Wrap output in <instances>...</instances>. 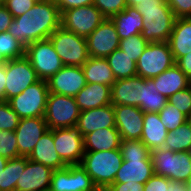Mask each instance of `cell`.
<instances>
[{
  "label": "cell",
  "mask_w": 191,
  "mask_h": 191,
  "mask_svg": "<svg viewBox=\"0 0 191 191\" xmlns=\"http://www.w3.org/2000/svg\"><path fill=\"white\" fill-rule=\"evenodd\" d=\"M64 66H83L89 59L86 38L57 28L48 38Z\"/></svg>",
  "instance_id": "cell-5"
},
{
  "label": "cell",
  "mask_w": 191,
  "mask_h": 191,
  "mask_svg": "<svg viewBox=\"0 0 191 191\" xmlns=\"http://www.w3.org/2000/svg\"><path fill=\"white\" fill-rule=\"evenodd\" d=\"M82 69L86 83H99L111 87L116 81L106 58L89 57Z\"/></svg>",
  "instance_id": "cell-29"
},
{
  "label": "cell",
  "mask_w": 191,
  "mask_h": 191,
  "mask_svg": "<svg viewBox=\"0 0 191 191\" xmlns=\"http://www.w3.org/2000/svg\"><path fill=\"white\" fill-rule=\"evenodd\" d=\"M110 92V86L99 83H87L74 98L80 111H84L112 104Z\"/></svg>",
  "instance_id": "cell-23"
},
{
  "label": "cell",
  "mask_w": 191,
  "mask_h": 191,
  "mask_svg": "<svg viewBox=\"0 0 191 191\" xmlns=\"http://www.w3.org/2000/svg\"><path fill=\"white\" fill-rule=\"evenodd\" d=\"M89 57L106 58L119 48L120 38L116 26L106 18L87 38Z\"/></svg>",
  "instance_id": "cell-15"
},
{
  "label": "cell",
  "mask_w": 191,
  "mask_h": 191,
  "mask_svg": "<svg viewBox=\"0 0 191 191\" xmlns=\"http://www.w3.org/2000/svg\"><path fill=\"white\" fill-rule=\"evenodd\" d=\"M49 94L46 80H39L20 94L10 98L8 103L20 119L44 117Z\"/></svg>",
  "instance_id": "cell-6"
},
{
  "label": "cell",
  "mask_w": 191,
  "mask_h": 191,
  "mask_svg": "<svg viewBox=\"0 0 191 191\" xmlns=\"http://www.w3.org/2000/svg\"><path fill=\"white\" fill-rule=\"evenodd\" d=\"M47 84L50 93L74 97L87 83L81 66H63Z\"/></svg>",
  "instance_id": "cell-16"
},
{
  "label": "cell",
  "mask_w": 191,
  "mask_h": 191,
  "mask_svg": "<svg viewBox=\"0 0 191 191\" xmlns=\"http://www.w3.org/2000/svg\"><path fill=\"white\" fill-rule=\"evenodd\" d=\"M54 146L67 165L80 164L84 155V142L81 130L75 125L53 129Z\"/></svg>",
  "instance_id": "cell-12"
},
{
  "label": "cell",
  "mask_w": 191,
  "mask_h": 191,
  "mask_svg": "<svg viewBox=\"0 0 191 191\" xmlns=\"http://www.w3.org/2000/svg\"><path fill=\"white\" fill-rule=\"evenodd\" d=\"M167 102L191 118V86L176 92L167 98Z\"/></svg>",
  "instance_id": "cell-40"
},
{
  "label": "cell",
  "mask_w": 191,
  "mask_h": 191,
  "mask_svg": "<svg viewBox=\"0 0 191 191\" xmlns=\"http://www.w3.org/2000/svg\"><path fill=\"white\" fill-rule=\"evenodd\" d=\"M44 117H31L20 119L14 133L17 139L20 156H29L37 141L48 130Z\"/></svg>",
  "instance_id": "cell-18"
},
{
  "label": "cell",
  "mask_w": 191,
  "mask_h": 191,
  "mask_svg": "<svg viewBox=\"0 0 191 191\" xmlns=\"http://www.w3.org/2000/svg\"><path fill=\"white\" fill-rule=\"evenodd\" d=\"M5 80H6V65H3L0 66V102L6 101Z\"/></svg>",
  "instance_id": "cell-49"
},
{
  "label": "cell",
  "mask_w": 191,
  "mask_h": 191,
  "mask_svg": "<svg viewBox=\"0 0 191 191\" xmlns=\"http://www.w3.org/2000/svg\"><path fill=\"white\" fill-rule=\"evenodd\" d=\"M80 112L74 97L49 92L44 115L49 129L75 126Z\"/></svg>",
  "instance_id": "cell-7"
},
{
  "label": "cell",
  "mask_w": 191,
  "mask_h": 191,
  "mask_svg": "<svg viewBox=\"0 0 191 191\" xmlns=\"http://www.w3.org/2000/svg\"><path fill=\"white\" fill-rule=\"evenodd\" d=\"M106 60L116 80L137 75V63L120 49L114 50L106 57Z\"/></svg>",
  "instance_id": "cell-30"
},
{
  "label": "cell",
  "mask_w": 191,
  "mask_h": 191,
  "mask_svg": "<svg viewBox=\"0 0 191 191\" xmlns=\"http://www.w3.org/2000/svg\"><path fill=\"white\" fill-rule=\"evenodd\" d=\"M122 162L120 149L84 151L80 165L90 175L96 187H109L114 183Z\"/></svg>",
  "instance_id": "cell-3"
},
{
  "label": "cell",
  "mask_w": 191,
  "mask_h": 191,
  "mask_svg": "<svg viewBox=\"0 0 191 191\" xmlns=\"http://www.w3.org/2000/svg\"><path fill=\"white\" fill-rule=\"evenodd\" d=\"M38 0H6L5 7L15 18L30 10Z\"/></svg>",
  "instance_id": "cell-42"
},
{
  "label": "cell",
  "mask_w": 191,
  "mask_h": 191,
  "mask_svg": "<svg viewBox=\"0 0 191 191\" xmlns=\"http://www.w3.org/2000/svg\"><path fill=\"white\" fill-rule=\"evenodd\" d=\"M14 17L9 13L5 6H0V33L9 30Z\"/></svg>",
  "instance_id": "cell-47"
},
{
  "label": "cell",
  "mask_w": 191,
  "mask_h": 191,
  "mask_svg": "<svg viewBox=\"0 0 191 191\" xmlns=\"http://www.w3.org/2000/svg\"><path fill=\"white\" fill-rule=\"evenodd\" d=\"M145 78L134 76L116 80L111 86L112 105H130L139 107L142 102L143 82Z\"/></svg>",
  "instance_id": "cell-19"
},
{
  "label": "cell",
  "mask_w": 191,
  "mask_h": 191,
  "mask_svg": "<svg viewBox=\"0 0 191 191\" xmlns=\"http://www.w3.org/2000/svg\"><path fill=\"white\" fill-rule=\"evenodd\" d=\"M95 187L85 169L74 164L53 171L49 191H92Z\"/></svg>",
  "instance_id": "cell-14"
},
{
  "label": "cell",
  "mask_w": 191,
  "mask_h": 191,
  "mask_svg": "<svg viewBox=\"0 0 191 191\" xmlns=\"http://www.w3.org/2000/svg\"><path fill=\"white\" fill-rule=\"evenodd\" d=\"M167 191H188L187 184L182 181L168 179V190Z\"/></svg>",
  "instance_id": "cell-50"
},
{
  "label": "cell",
  "mask_w": 191,
  "mask_h": 191,
  "mask_svg": "<svg viewBox=\"0 0 191 191\" xmlns=\"http://www.w3.org/2000/svg\"><path fill=\"white\" fill-rule=\"evenodd\" d=\"M168 133L158 113H144L143 131L140 140L150 151L162 148Z\"/></svg>",
  "instance_id": "cell-27"
},
{
  "label": "cell",
  "mask_w": 191,
  "mask_h": 191,
  "mask_svg": "<svg viewBox=\"0 0 191 191\" xmlns=\"http://www.w3.org/2000/svg\"><path fill=\"white\" fill-rule=\"evenodd\" d=\"M20 176L21 156L8 159L4 170L0 173V191H15Z\"/></svg>",
  "instance_id": "cell-33"
},
{
  "label": "cell",
  "mask_w": 191,
  "mask_h": 191,
  "mask_svg": "<svg viewBox=\"0 0 191 191\" xmlns=\"http://www.w3.org/2000/svg\"><path fill=\"white\" fill-rule=\"evenodd\" d=\"M167 42L175 62L180 57L191 53V17L175 19Z\"/></svg>",
  "instance_id": "cell-24"
},
{
  "label": "cell",
  "mask_w": 191,
  "mask_h": 191,
  "mask_svg": "<svg viewBox=\"0 0 191 191\" xmlns=\"http://www.w3.org/2000/svg\"><path fill=\"white\" fill-rule=\"evenodd\" d=\"M164 148L173 152H189L191 149V120L168 133L164 141Z\"/></svg>",
  "instance_id": "cell-32"
},
{
  "label": "cell",
  "mask_w": 191,
  "mask_h": 191,
  "mask_svg": "<svg viewBox=\"0 0 191 191\" xmlns=\"http://www.w3.org/2000/svg\"><path fill=\"white\" fill-rule=\"evenodd\" d=\"M54 2L56 3L61 14L71 8L94 4V0H54Z\"/></svg>",
  "instance_id": "cell-45"
},
{
  "label": "cell",
  "mask_w": 191,
  "mask_h": 191,
  "mask_svg": "<svg viewBox=\"0 0 191 191\" xmlns=\"http://www.w3.org/2000/svg\"><path fill=\"white\" fill-rule=\"evenodd\" d=\"M53 171L42 163L21 156V176L15 191H49Z\"/></svg>",
  "instance_id": "cell-13"
},
{
  "label": "cell",
  "mask_w": 191,
  "mask_h": 191,
  "mask_svg": "<svg viewBox=\"0 0 191 191\" xmlns=\"http://www.w3.org/2000/svg\"><path fill=\"white\" fill-rule=\"evenodd\" d=\"M174 64L175 60L168 42L149 43L137 61V75L150 79Z\"/></svg>",
  "instance_id": "cell-9"
},
{
  "label": "cell",
  "mask_w": 191,
  "mask_h": 191,
  "mask_svg": "<svg viewBox=\"0 0 191 191\" xmlns=\"http://www.w3.org/2000/svg\"><path fill=\"white\" fill-rule=\"evenodd\" d=\"M122 158H151L150 150L141 140L121 139Z\"/></svg>",
  "instance_id": "cell-37"
},
{
  "label": "cell",
  "mask_w": 191,
  "mask_h": 191,
  "mask_svg": "<svg viewBox=\"0 0 191 191\" xmlns=\"http://www.w3.org/2000/svg\"><path fill=\"white\" fill-rule=\"evenodd\" d=\"M25 57L30 61L40 80L47 81L64 66L49 39L27 45Z\"/></svg>",
  "instance_id": "cell-8"
},
{
  "label": "cell",
  "mask_w": 191,
  "mask_h": 191,
  "mask_svg": "<svg viewBox=\"0 0 191 191\" xmlns=\"http://www.w3.org/2000/svg\"><path fill=\"white\" fill-rule=\"evenodd\" d=\"M143 18L141 36L149 43L167 42L175 16L166 0H146L136 6Z\"/></svg>",
  "instance_id": "cell-2"
},
{
  "label": "cell",
  "mask_w": 191,
  "mask_h": 191,
  "mask_svg": "<svg viewBox=\"0 0 191 191\" xmlns=\"http://www.w3.org/2000/svg\"><path fill=\"white\" fill-rule=\"evenodd\" d=\"M5 2H6V0H0V6H4Z\"/></svg>",
  "instance_id": "cell-56"
},
{
  "label": "cell",
  "mask_w": 191,
  "mask_h": 191,
  "mask_svg": "<svg viewBox=\"0 0 191 191\" xmlns=\"http://www.w3.org/2000/svg\"><path fill=\"white\" fill-rule=\"evenodd\" d=\"M76 126L82 136L102 128L116 127L115 110L112 104L80 112Z\"/></svg>",
  "instance_id": "cell-21"
},
{
  "label": "cell",
  "mask_w": 191,
  "mask_h": 191,
  "mask_svg": "<svg viewBox=\"0 0 191 191\" xmlns=\"http://www.w3.org/2000/svg\"><path fill=\"white\" fill-rule=\"evenodd\" d=\"M127 6H132V7H136L138 6L141 2H144L146 0H125Z\"/></svg>",
  "instance_id": "cell-51"
},
{
  "label": "cell",
  "mask_w": 191,
  "mask_h": 191,
  "mask_svg": "<svg viewBox=\"0 0 191 191\" xmlns=\"http://www.w3.org/2000/svg\"><path fill=\"white\" fill-rule=\"evenodd\" d=\"M187 184V190L191 191V176L189 177V180L186 182Z\"/></svg>",
  "instance_id": "cell-55"
},
{
  "label": "cell",
  "mask_w": 191,
  "mask_h": 191,
  "mask_svg": "<svg viewBox=\"0 0 191 191\" xmlns=\"http://www.w3.org/2000/svg\"><path fill=\"white\" fill-rule=\"evenodd\" d=\"M168 178L159 175H153L145 184L143 191H167Z\"/></svg>",
  "instance_id": "cell-44"
},
{
  "label": "cell",
  "mask_w": 191,
  "mask_h": 191,
  "mask_svg": "<svg viewBox=\"0 0 191 191\" xmlns=\"http://www.w3.org/2000/svg\"><path fill=\"white\" fill-rule=\"evenodd\" d=\"M6 62L7 60L2 55H0V66L6 65Z\"/></svg>",
  "instance_id": "cell-54"
},
{
  "label": "cell",
  "mask_w": 191,
  "mask_h": 191,
  "mask_svg": "<svg viewBox=\"0 0 191 191\" xmlns=\"http://www.w3.org/2000/svg\"><path fill=\"white\" fill-rule=\"evenodd\" d=\"M149 42L141 34H137L120 40L119 48L125 54L131 57V60L137 63L139 57L148 46Z\"/></svg>",
  "instance_id": "cell-36"
},
{
  "label": "cell",
  "mask_w": 191,
  "mask_h": 191,
  "mask_svg": "<svg viewBox=\"0 0 191 191\" xmlns=\"http://www.w3.org/2000/svg\"><path fill=\"white\" fill-rule=\"evenodd\" d=\"M84 151L120 149L121 136L116 127L102 128L83 137Z\"/></svg>",
  "instance_id": "cell-26"
},
{
  "label": "cell",
  "mask_w": 191,
  "mask_h": 191,
  "mask_svg": "<svg viewBox=\"0 0 191 191\" xmlns=\"http://www.w3.org/2000/svg\"><path fill=\"white\" fill-rule=\"evenodd\" d=\"M150 157L155 175L185 183L189 180L191 176L190 152H173L162 147L150 151Z\"/></svg>",
  "instance_id": "cell-4"
},
{
  "label": "cell",
  "mask_w": 191,
  "mask_h": 191,
  "mask_svg": "<svg viewBox=\"0 0 191 191\" xmlns=\"http://www.w3.org/2000/svg\"><path fill=\"white\" fill-rule=\"evenodd\" d=\"M105 19L93 4L64 11L61 14V26L67 31L87 38Z\"/></svg>",
  "instance_id": "cell-10"
},
{
  "label": "cell",
  "mask_w": 191,
  "mask_h": 191,
  "mask_svg": "<svg viewBox=\"0 0 191 191\" xmlns=\"http://www.w3.org/2000/svg\"><path fill=\"white\" fill-rule=\"evenodd\" d=\"M36 71L30 61L25 57L8 60L6 62V101L20 94L28 86L38 82Z\"/></svg>",
  "instance_id": "cell-11"
},
{
  "label": "cell",
  "mask_w": 191,
  "mask_h": 191,
  "mask_svg": "<svg viewBox=\"0 0 191 191\" xmlns=\"http://www.w3.org/2000/svg\"><path fill=\"white\" fill-rule=\"evenodd\" d=\"M7 162H8V159L0 155V173L4 170Z\"/></svg>",
  "instance_id": "cell-52"
},
{
  "label": "cell",
  "mask_w": 191,
  "mask_h": 191,
  "mask_svg": "<svg viewBox=\"0 0 191 191\" xmlns=\"http://www.w3.org/2000/svg\"><path fill=\"white\" fill-rule=\"evenodd\" d=\"M154 174L151 158H123L114 183L145 184Z\"/></svg>",
  "instance_id": "cell-20"
},
{
  "label": "cell",
  "mask_w": 191,
  "mask_h": 191,
  "mask_svg": "<svg viewBox=\"0 0 191 191\" xmlns=\"http://www.w3.org/2000/svg\"><path fill=\"white\" fill-rule=\"evenodd\" d=\"M175 64L182 70V72L191 80V53L180 57Z\"/></svg>",
  "instance_id": "cell-48"
},
{
  "label": "cell",
  "mask_w": 191,
  "mask_h": 191,
  "mask_svg": "<svg viewBox=\"0 0 191 191\" xmlns=\"http://www.w3.org/2000/svg\"><path fill=\"white\" fill-rule=\"evenodd\" d=\"M120 40L141 34L143 27L142 15L136 7L127 6L122 12L111 18Z\"/></svg>",
  "instance_id": "cell-28"
},
{
  "label": "cell",
  "mask_w": 191,
  "mask_h": 191,
  "mask_svg": "<svg viewBox=\"0 0 191 191\" xmlns=\"http://www.w3.org/2000/svg\"><path fill=\"white\" fill-rule=\"evenodd\" d=\"M175 18L191 17V0H166Z\"/></svg>",
  "instance_id": "cell-43"
},
{
  "label": "cell",
  "mask_w": 191,
  "mask_h": 191,
  "mask_svg": "<svg viewBox=\"0 0 191 191\" xmlns=\"http://www.w3.org/2000/svg\"><path fill=\"white\" fill-rule=\"evenodd\" d=\"M166 103L167 97L156 89L154 80L152 78L145 79L143 82L142 102L139 108L144 113H159Z\"/></svg>",
  "instance_id": "cell-31"
},
{
  "label": "cell",
  "mask_w": 191,
  "mask_h": 191,
  "mask_svg": "<svg viewBox=\"0 0 191 191\" xmlns=\"http://www.w3.org/2000/svg\"><path fill=\"white\" fill-rule=\"evenodd\" d=\"M110 191H143L144 184L134 183H113L109 187Z\"/></svg>",
  "instance_id": "cell-46"
},
{
  "label": "cell",
  "mask_w": 191,
  "mask_h": 191,
  "mask_svg": "<svg viewBox=\"0 0 191 191\" xmlns=\"http://www.w3.org/2000/svg\"><path fill=\"white\" fill-rule=\"evenodd\" d=\"M61 26V13L54 0H40L26 13L14 18L8 32L21 44L46 40Z\"/></svg>",
  "instance_id": "cell-1"
},
{
  "label": "cell",
  "mask_w": 191,
  "mask_h": 191,
  "mask_svg": "<svg viewBox=\"0 0 191 191\" xmlns=\"http://www.w3.org/2000/svg\"><path fill=\"white\" fill-rule=\"evenodd\" d=\"M92 191H110L108 187H95Z\"/></svg>",
  "instance_id": "cell-53"
},
{
  "label": "cell",
  "mask_w": 191,
  "mask_h": 191,
  "mask_svg": "<svg viewBox=\"0 0 191 191\" xmlns=\"http://www.w3.org/2000/svg\"><path fill=\"white\" fill-rule=\"evenodd\" d=\"M115 125L121 139L140 140L143 131L144 112L136 106L113 105Z\"/></svg>",
  "instance_id": "cell-17"
},
{
  "label": "cell",
  "mask_w": 191,
  "mask_h": 191,
  "mask_svg": "<svg viewBox=\"0 0 191 191\" xmlns=\"http://www.w3.org/2000/svg\"><path fill=\"white\" fill-rule=\"evenodd\" d=\"M152 79L156 89L167 98L191 86V80L176 64Z\"/></svg>",
  "instance_id": "cell-25"
},
{
  "label": "cell",
  "mask_w": 191,
  "mask_h": 191,
  "mask_svg": "<svg viewBox=\"0 0 191 191\" xmlns=\"http://www.w3.org/2000/svg\"><path fill=\"white\" fill-rule=\"evenodd\" d=\"M28 159L42 163L52 170H58L68 166L55 149L52 129H48L37 141Z\"/></svg>",
  "instance_id": "cell-22"
},
{
  "label": "cell",
  "mask_w": 191,
  "mask_h": 191,
  "mask_svg": "<svg viewBox=\"0 0 191 191\" xmlns=\"http://www.w3.org/2000/svg\"><path fill=\"white\" fill-rule=\"evenodd\" d=\"M94 5L108 19H111L127 7L125 0H94Z\"/></svg>",
  "instance_id": "cell-41"
},
{
  "label": "cell",
  "mask_w": 191,
  "mask_h": 191,
  "mask_svg": "<svg viewBox=\"0 0 191 191\" xmlns=\"http://www.w3.org/2000/svg\"><path fill=\"white\" fill-rule=\"evenodd\" d=\"M0 155L7 159L20 157L14 131L0 130Z\"/></svg>",
  "instance_id": "cell-38"
},
{
  "label": "cell",
  "mask_w": 191,
  "mask_h": 191,
  "mask_svg": "<svg viewBox=\"0 0 191 191\" xmlns=\"http://www.w3.org/2000/svg\"><path fill=\"white\" fill-rule=\"evenodd\" d=\"M19 122L20 118L8 101L0 102V130L15 131Z\"/></svg>",
  "instance_id": "cell-39"
},
{
  "label": "cell",
  "mask_w": 191,
  "mask_h": 191,
  "mask_svg": "<svg viewBox=\"0 0 191 191\" xmlns=\"http://www.w3.org/2000/svg\"><path fill=\"white\" fill-rule=\"evenodd\" d=\"M0 55L7 61L25 56V47L8 31L0 33Z\"/></svg>",
  "instance_id": "cell-34"
},
{
  "label": "cell",
  "mask_w": 191,
  "mask_h": 191,
  "mask_svg": "<svg viewBox=\"0 0 191 191\" xmlns=\"http://www.w3.org/2000/svg\"><path fill=\"white\" fill-rule=\"evenodd\" d=\"M158 114L161 122L165 125L168 132H172L189 120L183 112L168 102Z\"/></svg>",
  "instance_id": "cell-35"
}]
</instances>
